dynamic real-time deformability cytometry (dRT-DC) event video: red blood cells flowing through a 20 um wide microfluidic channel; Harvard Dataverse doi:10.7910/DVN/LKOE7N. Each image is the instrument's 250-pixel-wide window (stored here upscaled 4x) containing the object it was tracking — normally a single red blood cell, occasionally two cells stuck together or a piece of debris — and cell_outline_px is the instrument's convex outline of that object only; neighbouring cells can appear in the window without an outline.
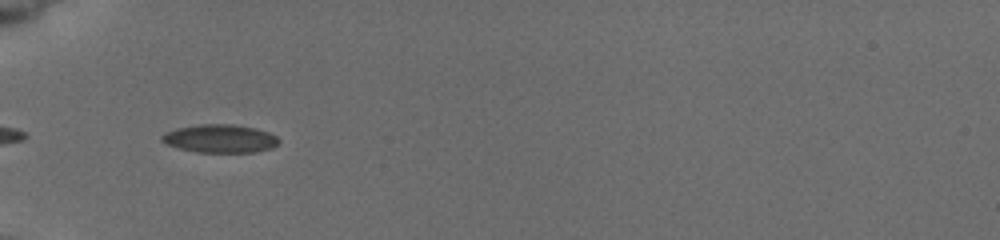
{"species": "common noctule bat (a hibernating species)", "species_latin": "Nyctalus noctula", "temperature_condition": "cold", "stored_images_in_passage": 9, "camera_frame_rate_fps": 3000, "um_per_image_px": 0.085, "animal": {"sex": "female", "body_mass_g": 19.5, "forearm_length_mm": 54.1}, "frame": {"image": 1, "passage_image": 8, "time_ms": 7.0, "image_size_px": [1000, 240], "cell_outline_px": [[280, 144], [272, 148], [256, 152], [196, 152], [180, 148], [168, 144], [160, 140], [160, 136], [176, 128], [200, 124], [232, 124], [256, 128], [268, 132], [276, 136], [280, 140]], "centroid_in_image_um": [18.75, 11.78], "position_along_channel_um": 66.3, "area_um2": 19.25}}
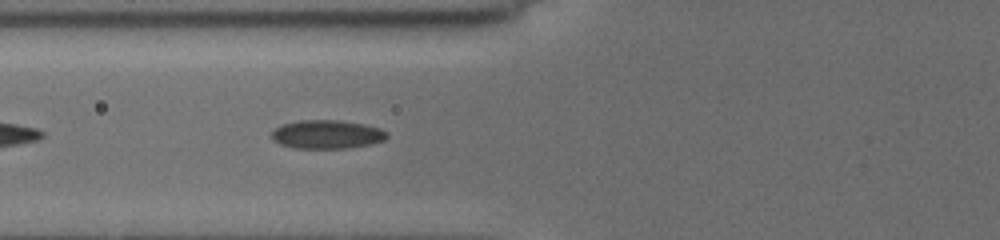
{"frame": {"image": 2, "passage_image": 9, "time_ms": 8.0, "image_size_px": [1000, 240], "cell_outline_px": [[388, 136], [384, 140], [368, 144], [348, 148], [292, 148], [280, 144], [272, 136], [272, 132], [276, 128], [284, 124], [300, 120], [336, 120], [364, 124], [380, 128], [388, 132]], "centroid_in_image_um": [27.82, 11.42], "position_along_channel_um": 98.0, "area_um2": 19.02}}